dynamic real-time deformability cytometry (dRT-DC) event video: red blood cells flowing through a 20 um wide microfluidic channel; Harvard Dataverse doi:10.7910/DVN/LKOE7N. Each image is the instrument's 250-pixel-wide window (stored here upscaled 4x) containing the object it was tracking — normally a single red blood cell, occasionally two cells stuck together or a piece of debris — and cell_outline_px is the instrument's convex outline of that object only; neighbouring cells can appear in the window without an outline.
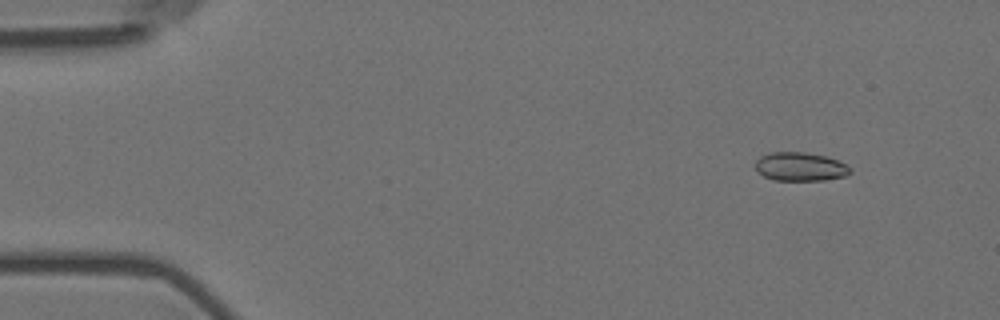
{"species": "Egyptian fruit bat (a non-hibernating species)", "species_latin": "Rousettus aegyptiacus", "temperature_condition": "room temperature", "stored_images_in_passage": 8, "camera_frame_rate_fps": 3000, "um_per_image_px": 0.085, "animal": {"sex": "female"}, "frame": {"image": 1, "passage_image": 2, "time_ms": 0.333, "image_size_px": [1000, 320], "cell_outline_px": [[852, 172], [848, 176], [824, 180], [772, 180], [764, 176], [756, 168], [756, 160], [760, 156], [768, 152], [804, 152], [824, 156], [836, 160], [852, 168]], "centroid_in_image_um": [68.03, 14.17], "position_along_channel_um": 17.0, "area_um2": 15.84}}
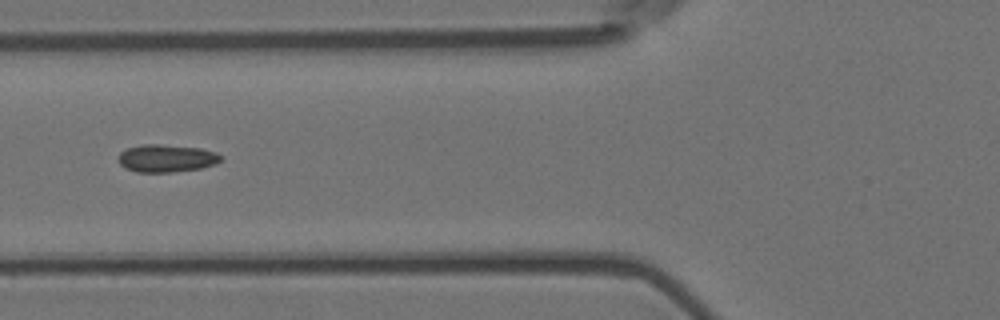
{"frame": {"image": 2, "passage_image": 6, "time_ms": 1.667, "image_size_px": [1000, 320], "cell_outline_px": [[224, 156], [216, 164], [200, 168], [172, 172], [136, 172], [124, 168], [120, 164], [120, 152], [128, 148], [144, 144], [160, 144], [200, 148], [216, 152]], "centroid_in_image_um": [14.17, 13.45], "position_along_channel_um": 111.6, "area_um2": 16.47}}
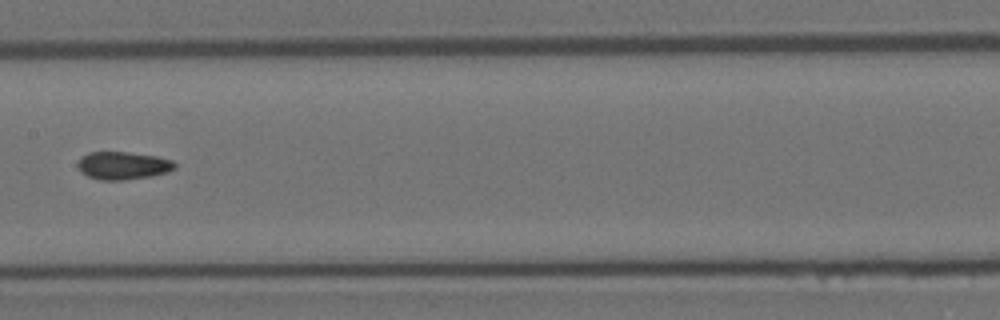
{"frame": {"image": 3, "passage_image": 8, "time_ms": 2.333, "image_size_px": [1000, 320], "cell_outline_px": [[176, 168], [168, 172], [152, 176], [128, 180], [100, 180], [88, 176], [80, 172], [76, 164], [80, 156], [88, 152], [128, 152], [156, 156], [172, 160], [176, 164]], "centroid_in_image_um": [10.43, 14.07], "position_along_channel_um": 197.0, "area_um2": 16.01}}